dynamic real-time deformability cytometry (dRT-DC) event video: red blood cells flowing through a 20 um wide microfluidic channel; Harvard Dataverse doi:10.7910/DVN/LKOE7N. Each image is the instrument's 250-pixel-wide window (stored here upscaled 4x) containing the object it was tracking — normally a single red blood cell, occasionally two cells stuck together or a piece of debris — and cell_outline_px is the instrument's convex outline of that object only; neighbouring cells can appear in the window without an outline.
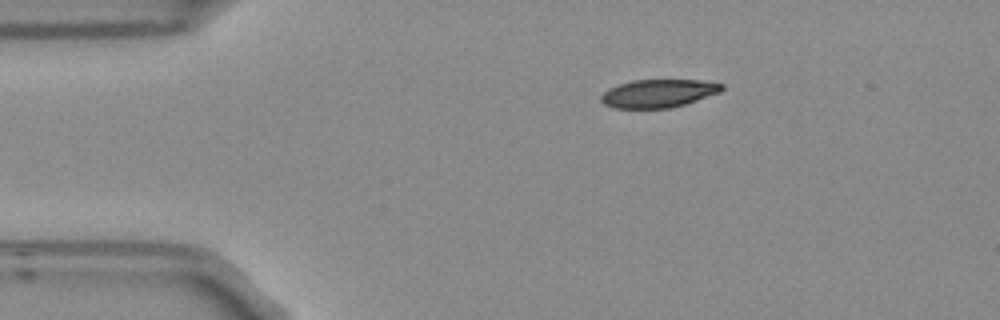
{"species": "Egyptian fruit bat (a non-hibernating species)", "species_latin": "Rousettus aegyptiacus", "temperature_condition": "room temperature", "stored_images_in_passage": 4, "camera_frame_rate_fps": 3000, "um_per_image_px": 0.085, "frame": {"image": 1, "passage_image": 1, "time_ms": 0.0, "image_size_px": [1000, 320], "cell_outline_px": [[724, 88], [720, 92], [672, 108], [616, 108], [604, 104], [600, 100], [600, 96], [608, 88], [632, 80], [700, 80], [724, 84]], "centroid_in_image_um": [55.95, 7.93], "position_along_channel_um": 29.1, "area_um2": 19.71}}
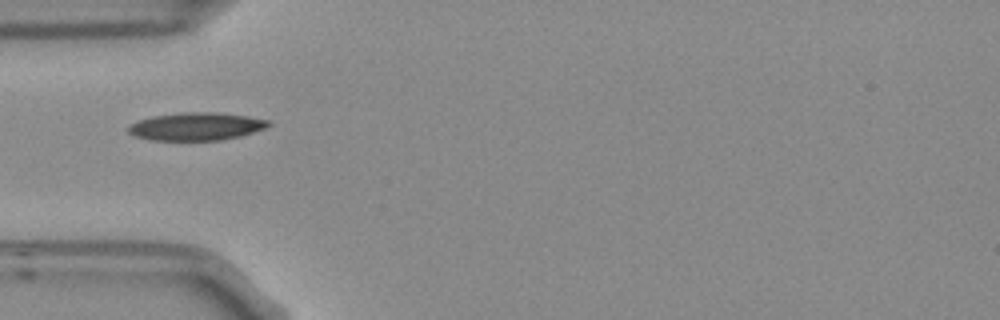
{"frame": {"image": 2, "passage_image": 3, "time_ms": 0.667, "image_size_px": [1000, 320], "cell_outline_px": [[272, 124], [268, 128], [240, 136], [220, 140], [148, 140], [136, 136], [128, 132], [128, 124], [152, 116], [180, 112], [220, 112], [248, 116], [268, 120]], "centroid_in_image_um": [16.7, 10.74], "position_along_channel_um": 68.3, "area_um2": 22.95}}